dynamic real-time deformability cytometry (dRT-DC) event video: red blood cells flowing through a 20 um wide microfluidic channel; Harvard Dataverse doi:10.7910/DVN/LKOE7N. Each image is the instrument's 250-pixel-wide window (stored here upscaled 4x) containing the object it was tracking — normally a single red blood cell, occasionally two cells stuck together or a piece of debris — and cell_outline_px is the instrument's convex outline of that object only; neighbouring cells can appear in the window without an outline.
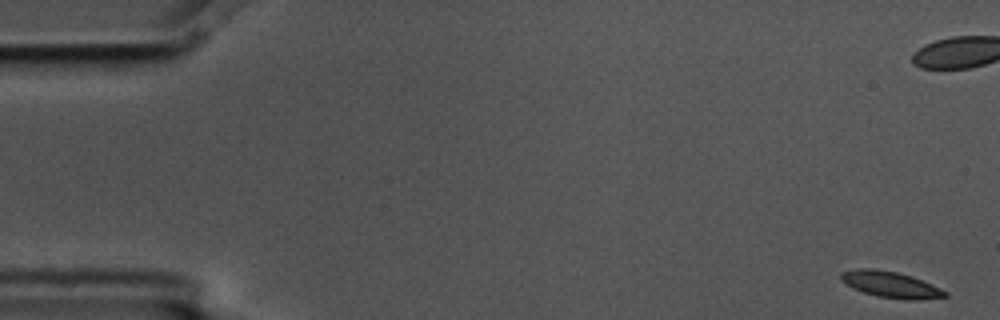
{"species": "common noctule bat (a hibernating species)", "species_latin": "Nyctalus noctula", "temperature_condition": "cold", "stored_images_in_passage": 6, "camera_frame_rate_fps": 3000, "um_per_image_px": 0.085, "animal": {"sex": "male", "body_mass_g": 17.5, "forearm_length_mm": 52.3}, "frame": {"image": 1, "passage_image": 1, "time_ms": 0.0, "image_size_px": [1000, 320], "cell_outline_px": [[948, 296], [912, 300], [908, 300], [880, 296], [864, 292], [852, 288], [840, 280], [840, 272], [860, 268], [876, 268], [896, 272], [912, 276], [940, 288], [948, 292]], "centroid_in_image_um": [75.68, 24.17], "position_along_channel_um": 9.3, "area_um2": 15.72}}
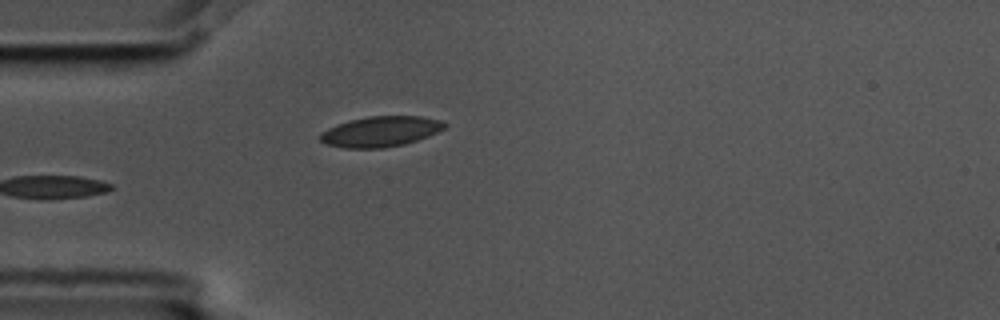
{"frame": {"image": 2, "passage_image": 6, "time_ms": 1.667, "image_size_px": [1000, 320], "cell_outline_px": [[448, 124], [444, 128], [428, 136], [404, 144], [384, 148], [344, 148], [324, 144], [320, 140], [320, 132], [336, 124], [348, 120], [368, 116], [420, 116], [440, 120]], "centroid_in_image_um": [32.3, 11.18], "position_along_channel_um": 52.7, "area_um2": 22.14}}